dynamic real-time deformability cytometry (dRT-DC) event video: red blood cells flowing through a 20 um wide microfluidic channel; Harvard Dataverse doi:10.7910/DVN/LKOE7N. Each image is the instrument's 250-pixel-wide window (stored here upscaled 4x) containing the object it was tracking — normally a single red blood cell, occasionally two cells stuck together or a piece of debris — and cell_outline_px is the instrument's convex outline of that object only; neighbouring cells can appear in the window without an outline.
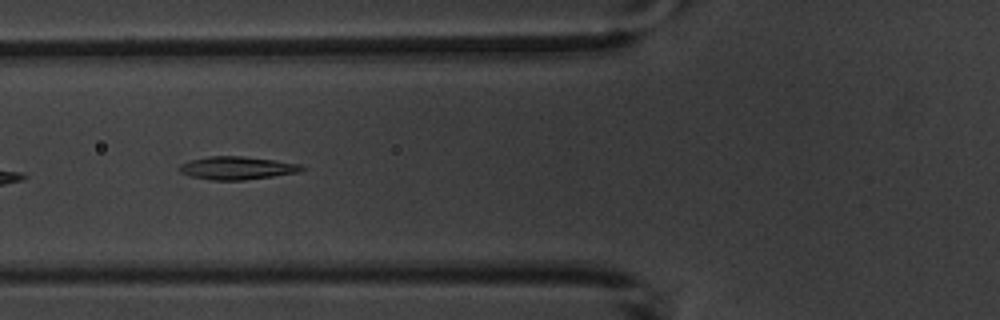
{"species": "common noctule bat (a hibernating species)", "species_latin": "Nyctalus noctula", "temperature_condition": "warm", "stored_images_in_passage": 8, "camera_frame_rate_fps": 3000, "um_per_image_px": 0.085, "animal": {"sex": "male", "body_mass_g": 20.1, "forearm_length_mm": 53.5}, "frame": {"image": 1, "passage_image": 6, "time_ms": 7.0, "image_size_px": [1000, 320], "cell_outline_px": [[304, 168], [300, 172], [244, 180], [212, 180], [188, 176], [180, 172], [176, 168], [180, 164], [192, 160], [208, 156], [244, 156], [300, 164]], "centroid_in_image_um": [20.08, 14.28], "position_along_channel_um": 105.7, "area_um2": 16.36}}
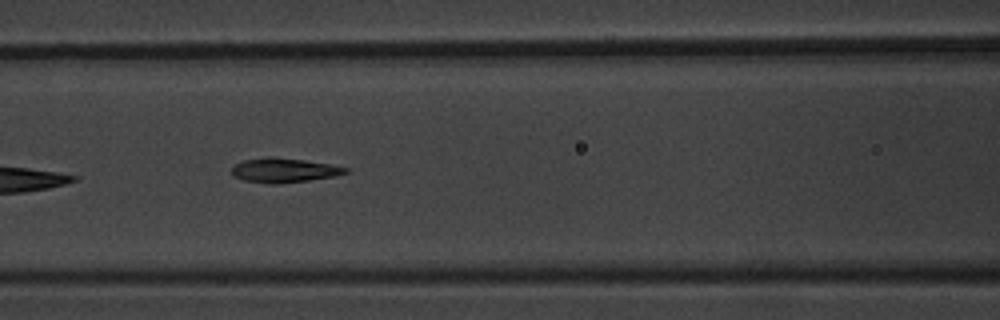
{"frame": {"image": 2, "passage_image": 7, "time_ms": 8.0, "image_size_px": [1000, 320], "cell_outline_px": [[348, 172], [336, 176], [308, 180], [276, 184], [268, 184], [244, 180], [232, 176], [232, 168], [236, 164], [244, 160], [268, 156], [304, 160], [332, 164], [348, 168]], "centroid_in_image_um": [24.14, 14.47], "position_along_channel_um": 142.5, "area_um2": 16.18}}
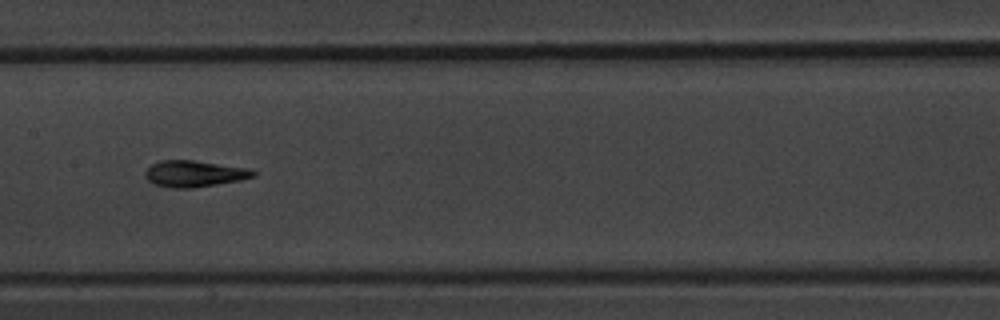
{"frame": {"image": 3, "passage_image": 8, "time_ms": 9.333, "image_size_px": [1000, 320], "cell_outline_px": [[256, 176], [240, 180], [192, 188], [172, 188], [152, 184], [144, 176], [144, 172], [152, 164], [160, 160], [192, 160], [248, 168], [256, 172]], "centroid_in_image_um": [16.48, 14.77], "position_along_channel_um": 190.9, "area_um2": 16.59}}